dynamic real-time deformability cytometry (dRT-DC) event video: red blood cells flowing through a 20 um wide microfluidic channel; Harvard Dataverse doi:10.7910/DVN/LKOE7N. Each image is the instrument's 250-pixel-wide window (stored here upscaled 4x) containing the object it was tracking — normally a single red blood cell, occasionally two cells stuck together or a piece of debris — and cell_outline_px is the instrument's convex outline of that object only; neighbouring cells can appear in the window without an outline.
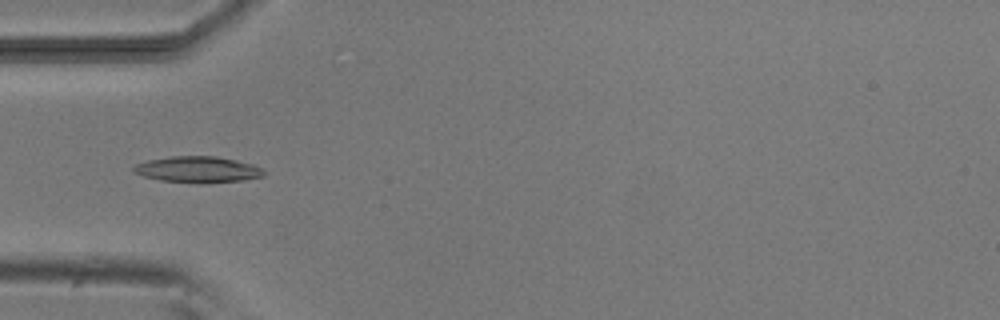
{"species": "common noctule bat (a hibernating species)", "species_latin": "Nyctalus noctula", "temperature_condition": "room temperature", "stored_images_in_passage": 8, "camera_frame_rate_fps": 3000, "um_per_image_px": 0.085, "animal": {"sex": "male", "body_mass_g": 20.5, "forearm_length_mm": 52.5}, "frame": {"image": 1, "passage_image": 5, "time_ms": 5.333, "image_size_px": [1000, 320], "cell_outline_px": [[264, 176], [244, 180], [160, 180], [144, 176], [136, 172], [132, 168], [136, 164], [148, 160], [172, 156], [216, 156], [236, 160], [252, 164], [264, 168]], "centroid_in_image_um": [16.84, 14.35], "position_along_channel_um": 68.2, "area_um2": 18.73}}
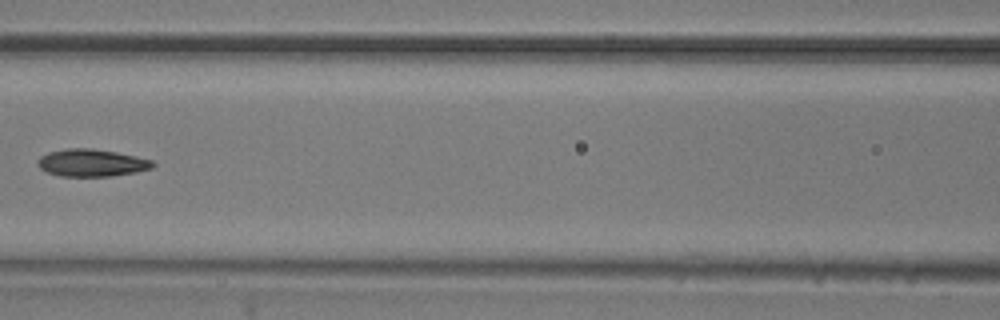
{"frame": {"image": 2, "passage_image": 7, "time_ms": 7.667, "image_size_px": [1000, 320], "cell_outline_px": [[156, 164], [152, 168], [136, 172], [112, 176], [60, 176], [48, 172], [40, 168], [36, 164], [36, 160], [40, 156], [48, 152], [64, 148], [92, 148], [116, 152], [136, 156], [152, 160]], "centroid_in_image_um": [7.77, 13.83], "position_along_channel_um": 158.8, "area_um2": 18.5}}
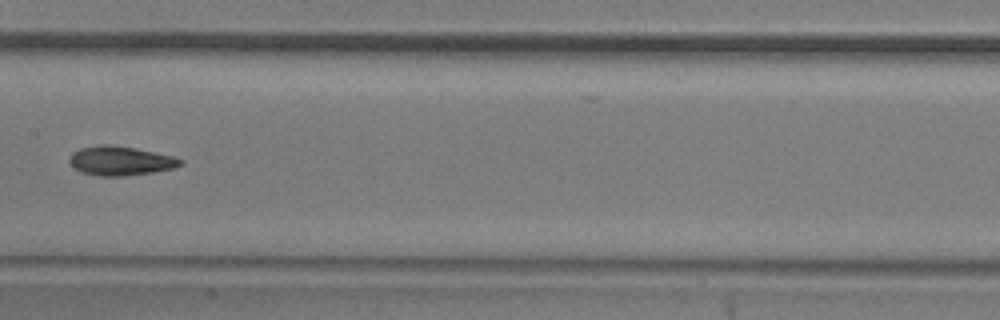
{"frame": {"image": 3, "passage_image": 8, "time_ms": 8.667, "image_size_px": [1000, 320], "cell_outline_px": [[184, 164], [172, 168], [152, 172], [124, 176], [100, 176], [80, 172], [68, 160], [72, 152], [80, 148], [100, 144], [108, 144], [136, 148], [176, 156], [184, 160]], "centroid_in_image_um": [10.26, 13.66], "position_along_channel_um": 197.1, "area_um2": 19.02}}